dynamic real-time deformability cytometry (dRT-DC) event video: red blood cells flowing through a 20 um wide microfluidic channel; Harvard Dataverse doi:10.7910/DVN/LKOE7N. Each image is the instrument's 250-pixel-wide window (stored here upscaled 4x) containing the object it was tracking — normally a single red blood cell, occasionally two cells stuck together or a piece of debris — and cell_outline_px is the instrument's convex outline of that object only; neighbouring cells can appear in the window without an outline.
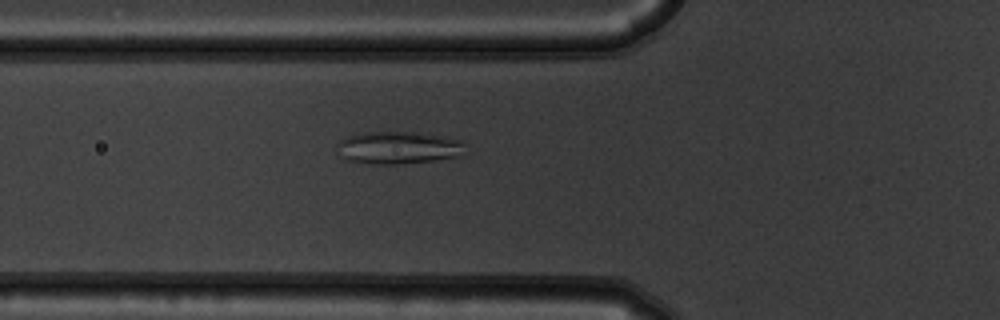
{"species": "common noctule bat (a hibernating species)", "species_latin": "Nyctalus noctula", "temperature_condition": "warm", "stored_images_in_passage": 40, "camera_frame_rate_fps": 3000, "um_per_image_px": 0.085, "animal": {"sex": "male", "body_mass_g": 19.5, "forearm_length_mm": 54.6}, "frame": {"image": 1, "passage_image": 5, "time_ms": 1.333, "image_size_px": [1000, 320], "cell_outline_px": [[464, 144], [460, 156], [432, 160], [396, 164], [380, 164], [348, 160], [344, 156], [336, 144], [340, 140], [348, 136], [364, 132], [420, 132], [444, 136], [460, 140]], "centroid_in_image_um": [33.88, 12.53], "position_along_channel_um": 91.9, "area_um2": 23.81}}
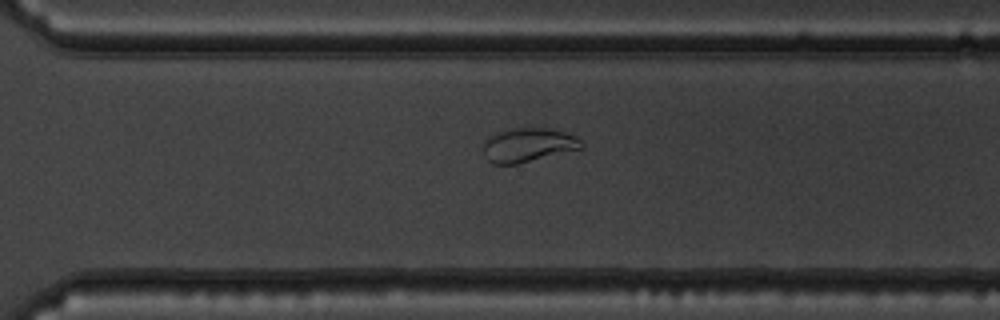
{"frame": {"image": 2, "passage_image": 24, "time_ms": 7.667, "image_size_px": [1000, 320], "cell_outline_px": [[584, 148], [516, 164], [492, 164], [484, 156], [484, 140], [488, 136], [512, 128], [548, 128], [564, 132], [576, 136], [584, 144]], "centroid_in_image_um": [44.89, 12.33], "position_along_channel_um": 325.7, "area_um2": 19.42}}
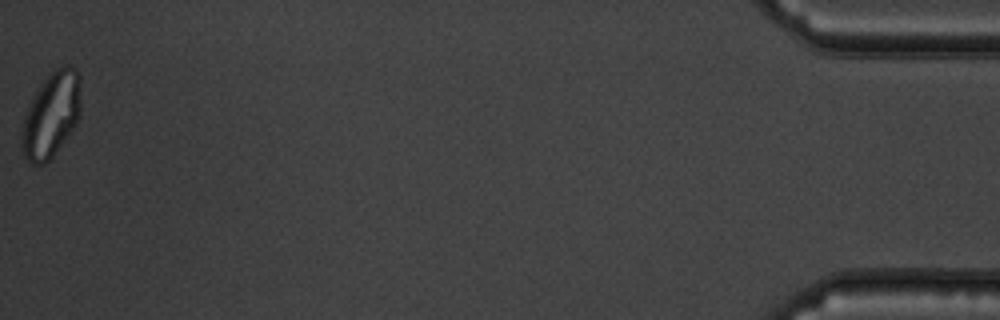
{"frame": {"image": 3, "passage_image": 40, "time_ms": 13.0, "image_size_px": [1000, 320], "cell_outline_px": [[80, 116], [76, 124], [52, 156], [44, 164], [32, 164], [24, 156], [20, 148], [20, 132], [24, 116], [32, 96], [40, 84], [56, 68], [68, 64], [72, 64], [76, 68], [80, 76]], "centroid_in_image_um": [4.34, 9.74], "position_along_channel_um": 430.9, "area_um2": 29.59}}